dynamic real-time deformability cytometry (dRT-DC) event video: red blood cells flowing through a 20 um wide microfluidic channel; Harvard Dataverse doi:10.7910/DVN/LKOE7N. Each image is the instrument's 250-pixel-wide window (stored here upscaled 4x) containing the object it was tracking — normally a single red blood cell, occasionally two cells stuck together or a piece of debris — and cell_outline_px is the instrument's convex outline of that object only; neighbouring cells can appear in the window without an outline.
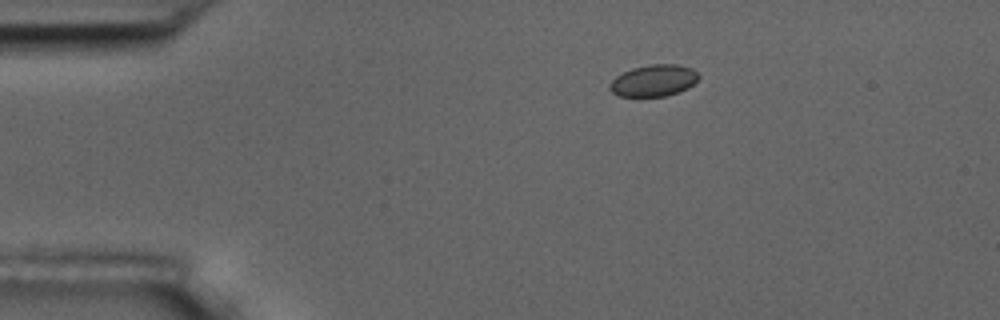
{"species": "common noctule bat (a hibernating species)", "species_latin": "Nyctalus noctula", "temperature_condition": "room temperature", "stored_images_in_passage": 6, "camera_frame_rate_fps": 3000, "um_per_image_px": 0.085, "animal": {"sex": "male", "body_mass_g": 17.5, "forearm_length_mm": 52.3}, "frame": {"image": 1, "passage_image": 6, "time_ms": 6.0, "image_size_px": [1000, 320], "cell_outline_px": [[700, 76], [688, 88], [664, 96], [620, 96], [612, 92], [608, 88], [608, 84], [616, 76], [632, 68], [652, 64], [676, 64], [692, 68]], "centroid_in_image_um": [55.54, 6.84], "position_along_channel_um": 29.5, "area_um2": 16.24}}